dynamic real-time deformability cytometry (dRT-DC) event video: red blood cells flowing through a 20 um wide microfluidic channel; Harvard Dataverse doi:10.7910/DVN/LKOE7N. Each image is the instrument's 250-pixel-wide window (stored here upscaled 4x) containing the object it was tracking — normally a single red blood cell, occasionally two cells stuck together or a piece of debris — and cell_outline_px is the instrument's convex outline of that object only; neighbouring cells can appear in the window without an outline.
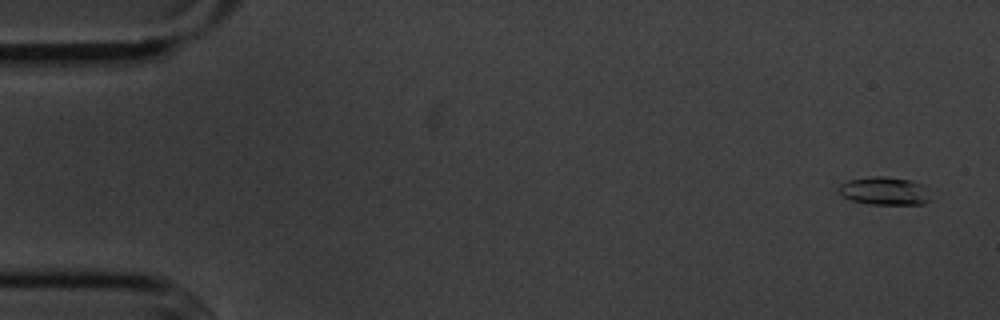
{"species": "common noctule bat (a hibernating species)", "species_latin": "Nyctalus noctula", "temperature_condition": "cold", "stored_images_in_passage": 4, "camera_frame_rate_fps": 3000, "um_per_image_px": 0.085, "animal": {"sex": "male", "body_mass_g": 20.1, "forearm_length_mm": 53.5}, "frame": {"image": 1, "passage_image": 1, "time_ms": 0.0, "image_size_px": [1000, 320], "cell_outline_px": [[932, 200], [924, 204], [868, 204], [852, 200], [844, 196], [836, 188], [840, 184], [848, 180], [868, 176], [880, 176], [912, 180], [924, 184]], "centroid_in_image_um": [75.21, 16.22], "position_along_channel_um": 9.8, "area_um2": 15.2}}